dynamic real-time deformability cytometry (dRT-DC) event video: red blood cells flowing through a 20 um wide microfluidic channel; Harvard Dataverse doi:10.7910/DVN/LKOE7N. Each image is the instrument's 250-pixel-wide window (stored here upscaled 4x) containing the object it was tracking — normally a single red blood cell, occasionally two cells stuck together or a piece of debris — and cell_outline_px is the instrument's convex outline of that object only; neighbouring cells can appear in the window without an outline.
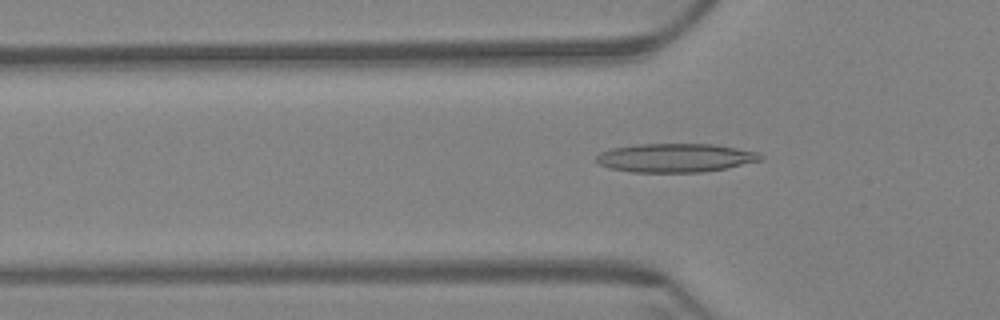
{"species": "Egyptian fruit bat (a non-hibernating species)", "species_latin": "Rousettus aegyptiacus", "temperature_condition": "warm", "stored_images_in_passage": 50, "camera_frame_rate_fps": 3000, "um_per_image_px": 0.085, "animal": {"sex": "female"}, "frame": {"image": 1, "passage_image": 10, "time_ms": 3.0, "image_size_px": [1000, 320], "cell_outline_px": [[764, 156], [760, 160], [724, 168], [700, 172], [632, 172], [608, 168], [600, 164], [596, 160], [596, 156], [600, 152], [612, 148], [636, 144], [712, 144], [760, 152]], "centroid_in_image_um": [57.37, 13.41], "position_along_channel_um": 68.4, "area_um2": 27.34}}
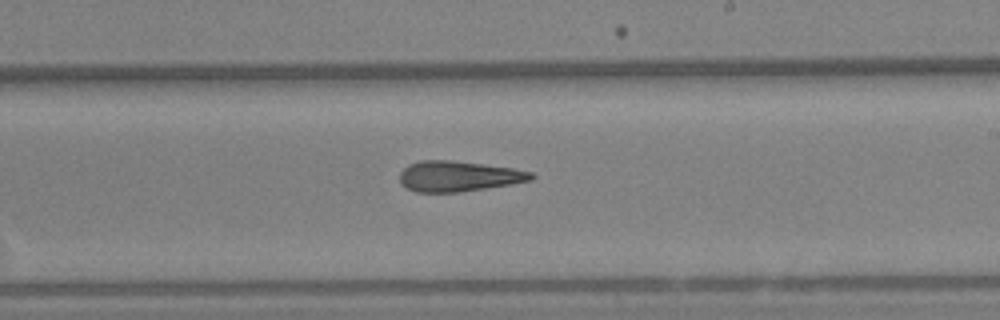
{"frame": {"image": 2, "passage_image": 26, "time_ms": 8.333, "image_size_px": [1000, 320], "cell_outline_px": [[536, 176], [532, 180], [512, 184], [456, 192], [416, 192], [400, 184], [400, 172], [408, 164], [420, 160], [452, 160], [512, 168], [532, 172]], "centroid_in_image_um": [38.96, 14.97], "position_along_channel_um": 250.0, "area_um2": 23.29}}
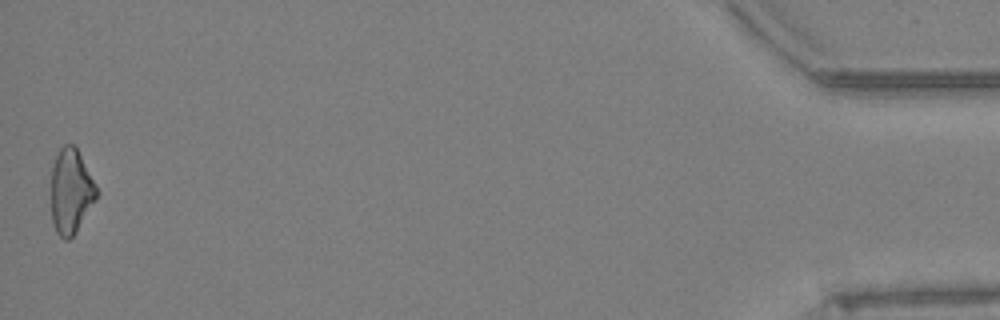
{"frame": {"image": 3, "passage_image": 50, "time_ms": 16.333, "image_size_px": [1000, 320], "cell_outline_px": [[96, 200], [76, 232], [68, 240], [64, 240], [56, 232], [52, 224], [52, 168], [56, 156], [60, 148], [64, 144], [72, 144], [76, 148], [96, 184]], "centroid_in_image_um": [6.02, 16.29], "position_along_channel_um": 429.2, "area_um2": 22.2}, "authors_computed_cell_mechanics": {"area_um2": 23.4379, "velocity_mm_per_s": 3.4082, "shape_relaxation_time_tau1_ms": null, "shape_relaxation_time_tau2_ms": 6.6387, "deformation_change_tau1": null, "deformation_change_tau2": 0.2035}}